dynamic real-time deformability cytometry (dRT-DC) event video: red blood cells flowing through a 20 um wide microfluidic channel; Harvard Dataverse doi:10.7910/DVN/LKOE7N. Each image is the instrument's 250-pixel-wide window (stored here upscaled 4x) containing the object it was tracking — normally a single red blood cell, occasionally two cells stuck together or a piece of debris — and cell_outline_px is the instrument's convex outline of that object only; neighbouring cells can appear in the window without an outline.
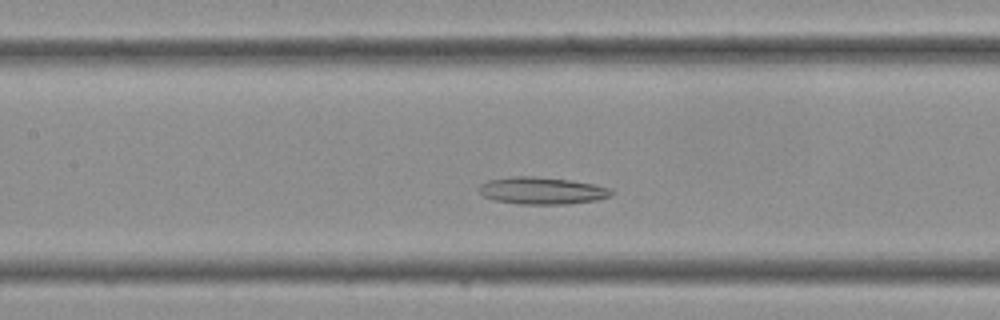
{"species": "Egyptian fruit bat (a non-hibernating species)", "species_latin": "Rousettus aegyptiacus", "temperature_condition": "cold", "stored_images_in_passage": 27, "camera_frame_rate_fps": 3000, "um_per_image_px": 0.085, "frame": {"image": 1, "passage_image": 7, "time_ms": 2.0, "image_size_px": [1000, 320], "cell_outline_px": [[612, 196], [596, 200], [568, 204], [520, 204], [492, 200], [484, 196], [480, 192], [480, 184], [488, 180], [512, 176], [532, 176], [568, 180], [592, 184], [608, 188], [612, 192]], "centroid_in_image_um": [46.03, 16.21], "position_along_channel_um": 161.4, "area_um2": 20.75}}
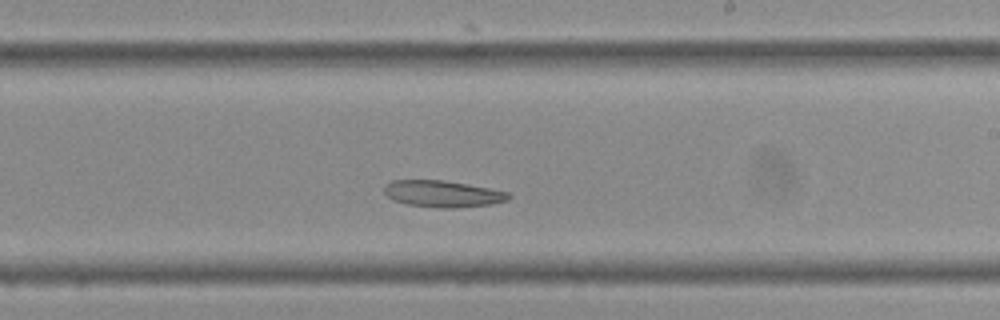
{"frame": {"image": 2, "passage_image": 12, "time_ms": 3.667, "image_size_px": [1000, 320], "cell_outline_px": [[512, 196], [508, 200], [492, 204], [452, 208], [440, 208], [404, 204], [392, 200], [384, 192], [384, 184], [392, 180], [444, 180], [468, 184], [508, 192]], "centroid_in_image_um": [37.6, 16.47], "position_along_channel_um": 251.4, "area_um2": 19.42}}
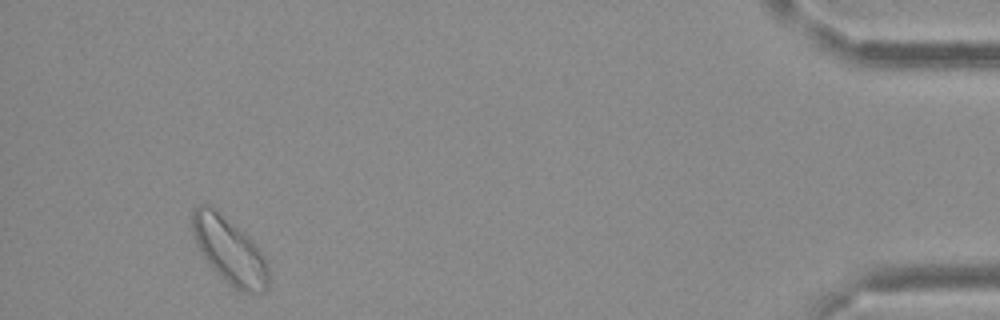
{"frame": {"image": 3, "passage_image": 25, "time_ms": 8.0, "image_size_px": [1000, 320], "cell_outline_px": [[268, 288], [260, 292], [240, 292], [216, 272], [204, 256], [196, 244], [192, 232], [192, 212], [200, 204], [208, 204], [244, 232], [256, 244], [264, 256], [268, 264]], "centroid_in_image_um": [19.52, 21.29], "position_along_channel_um": 415.7, "area_um2": 28.96}}